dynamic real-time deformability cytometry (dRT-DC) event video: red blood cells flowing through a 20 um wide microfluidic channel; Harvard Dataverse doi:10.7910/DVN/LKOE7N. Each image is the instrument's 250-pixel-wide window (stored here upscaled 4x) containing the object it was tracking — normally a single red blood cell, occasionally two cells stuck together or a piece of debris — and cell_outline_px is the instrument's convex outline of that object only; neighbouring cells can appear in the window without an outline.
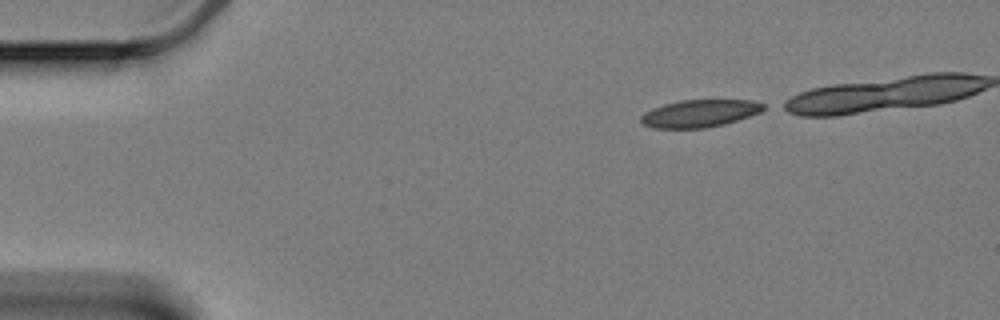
{"species": "Egyptian fruit bat (a non-hibernating species)", "species_latin": "Rousettus aegyptiacus", "temperature_condition": "cold", "stored_images_in_passage": 33, "camera_frame_rate_fps": 3000, "um_per_image_px": 0.085, "animal": {"sex": "female"}, "frame": {"image": 1, "passage_image": 1, "time_ms": 0.0, "image_size_px": [1000, 320], "cell_outline_px": [[768, 108], [760, 112], [724, 124], [704, 128], [656, 128], [644, 124], [640, 120], [640, 116], [644, 112], [652, 108], [664, 104], [680, 100], [752, 100], [764, 104]], "centroid_in_image_um": [59.47, 9.63], "position_along_channel_um": 25.5, "area_um2": 19.54}}
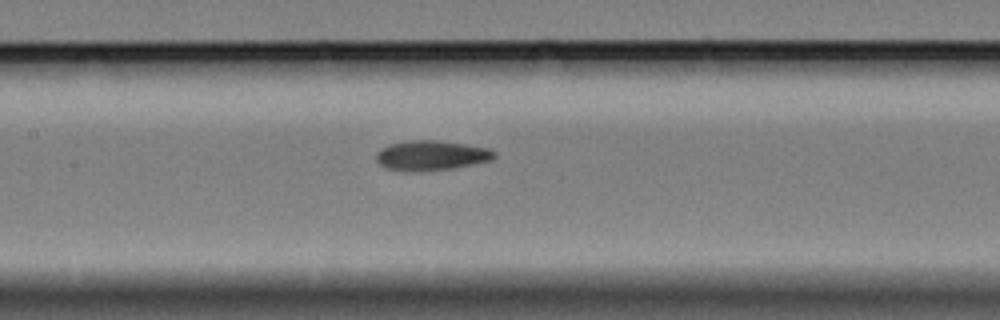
{"frame": {"image": 2, "passage_image": 20, "time_ms": 6.333, "image_size_px": [1000, 320], "cell_outline_px": [[496, 156], [492, 160], [452, 168], [424, 172], [408, 172], [384, 168], [376, 160], [376, 152], [380, 148], [388, 144], [412, 140], [436, 140], [464, 144], [488, 148], [496, 152]], "centroid_in_image_um": [36.61, 13.22], "position_along_channel_um": 170.8, "area_um2": 20.81}}
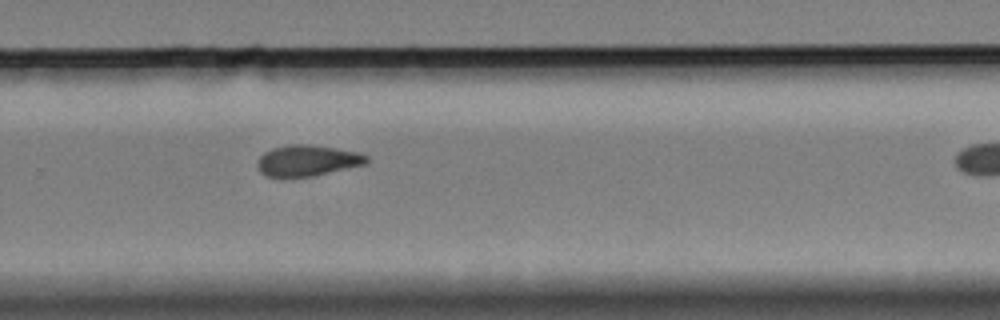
{"frame": {"image": 3, "passage_image": 32, "time_ms": 10.333, "image_size_px": [1000, 320], "cell_outline_px": [[368, 164], [312, 176], [284, 180], [280, 180], [264, 176], [260, 172], [256, 164], [260, 156], [264, 152], [272, 148], [288, 144], [308, 144], [336, 148], [360, 152], [368, 156]], "centroid_in_image_um": [26.08, 13.69], "position_along_channel_um": 303.7, "area_um2": 20.58}}